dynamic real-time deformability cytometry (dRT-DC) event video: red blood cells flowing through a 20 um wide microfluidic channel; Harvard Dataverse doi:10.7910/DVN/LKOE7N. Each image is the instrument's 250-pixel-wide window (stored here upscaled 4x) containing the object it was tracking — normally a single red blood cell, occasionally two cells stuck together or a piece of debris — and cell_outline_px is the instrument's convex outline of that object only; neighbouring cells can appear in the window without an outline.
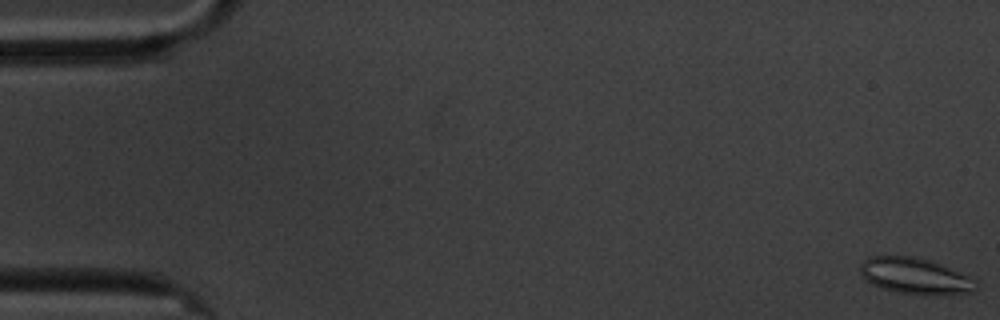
{"species": "common noctule bat (a hibernating species)", "species_latin": "Nyctalus noctula", "temperature_condition": "cold", "stored_images_in_passage": 59, "camera_frame_rate_fps": 3000, "um_per_image_px": 0.085, "animal": {"sex": "male", "body_mass_g": 20.1, "forearm_length_mm": 53.5}, "frame": {"image": 1, "passage_image": 1, "time_ms": 0.0, "image_size_px": [1000, 320], "cell_outline_px": [[976, 280], [972, 288], [968, 292], [900, 292], [884, 288], [872, 284], [860, 272], [860, 264], [868, 256], [912, 256], [928, 260], [968, 276]], "centroid_in_image_um": [77.65, 23.39], "position_along_channel_um": 7.3, "area_um2": 22.72}}
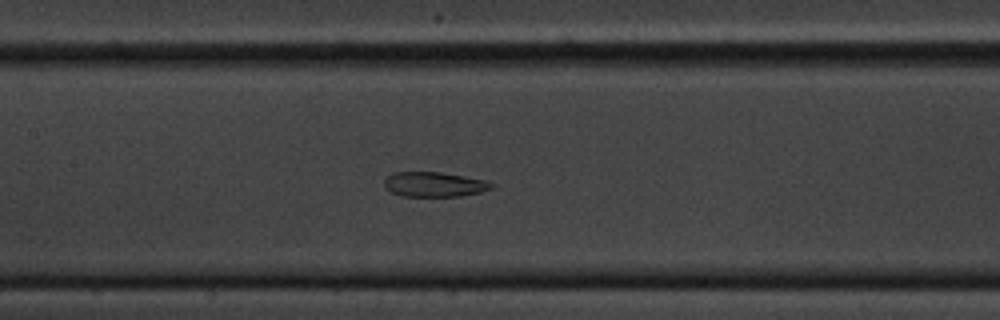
{"frame": {"image": 2, "passage_image": 28, "time_ms": 9.0, "image_size_px": [1000, 320], "cell_outline_px": [[496, 184], [492, 188], [480, 192], [460, 196], [400, 196], [384, 188], [384, 180], [392, 172], [440, 172], [488, 180]], "centroid_in_image_um": [36.92, 15.67], "position_along_channel_um": 170.5, "area_um2": 15.66}}
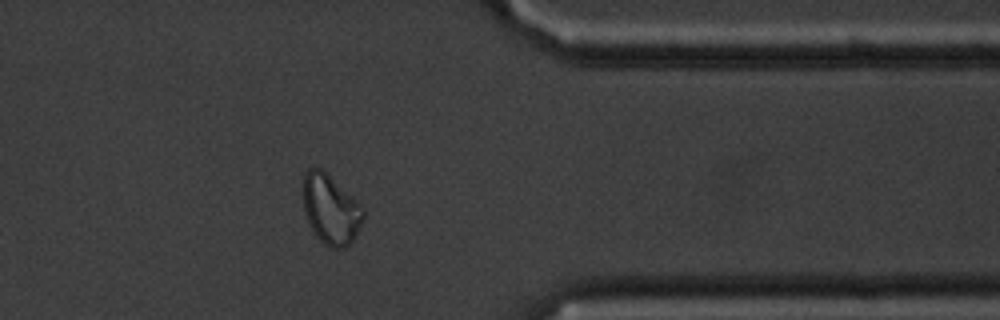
{"frame": {"image": 3, "passage_image": 48, "time_ms": 15.667, "image_size_px": [1000, 320], "cell_outline_px": [[364, 216], [360, 228], [352, 240], [344, 248], [332, 248], [324, 244], [316, 236], [304, 212], [300, 188], [304, 172], [308, 168], [320, 168], [356, 200], [364, 208]], "centroid_in_image_um": [28.06, 17.78], "position_along_channel_um": 383.3, "area_um2": 24.51}, "authors_computed_cell_mechanics": {"area_um2": 21.5594, "velocity_mm_per_s": 3.3757, "shape_relaxation_time_tau1_ms": null, "shape_relaxation_time_tau2_ms": 2.6829, "deformation_change_tau1": null, "deformation_change_tau2": 0.0883}}